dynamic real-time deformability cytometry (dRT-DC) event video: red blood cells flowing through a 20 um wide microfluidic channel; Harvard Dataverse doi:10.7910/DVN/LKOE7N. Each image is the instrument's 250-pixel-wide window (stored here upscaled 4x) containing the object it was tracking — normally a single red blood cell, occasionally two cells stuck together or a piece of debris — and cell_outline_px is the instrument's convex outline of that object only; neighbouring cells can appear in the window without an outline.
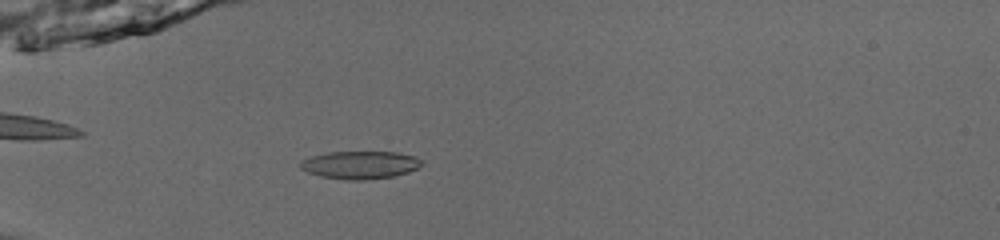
{"species": "common noctule bat (a hibernating species)", "species_latin": "Nyctalus noctula", "temperature_condition": "room temperature", "stored_images_in_passage": 52, "camera_frame_rate_fps": 3000, "um_per_image_px": 0.085, "animal": {"sex": "male", "body_mass_g": 13.0, "forearm_length_mm": 53.1}, "frame": {"image": 1, "passage_image": 17, "time_ms": 5.333, "image_size_px": [1000, 240], "cell_outline_px": [[424, 164], [408, 172], [392, 176], [364, 180], [348, 180], [320, 176], [308, 172], [300, 168], [300, 160], [312, 156], [328, 152], [396, 152], [416, 156], [424, 160]], "centroid_in_image_um": [30.63, 14.01], "position_along_channel_um": 54.4, "area_um2": 19.71}}
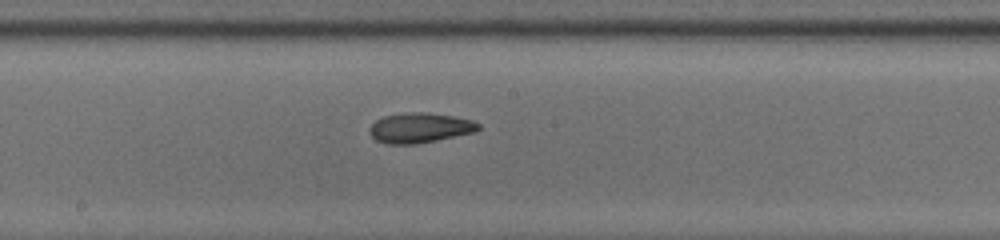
{"frame": {"image": 2, "passage_image": 30, "time_ms": 9.667, "image_size_px": [1000, 240], "cell_outline_px": [[480, 128], [476, 132], [416, 144], [388, 144], [376, 140], [368, 132], [368, 128], [376, 120], [384, 116], [412, 112], [428, 112], [452, 116], [472, 120], [480, 124]], "centroid_in_image_um": [35.68, 10.87], "position_along_channel_um": 212.5, "area_um2": 19.02}}
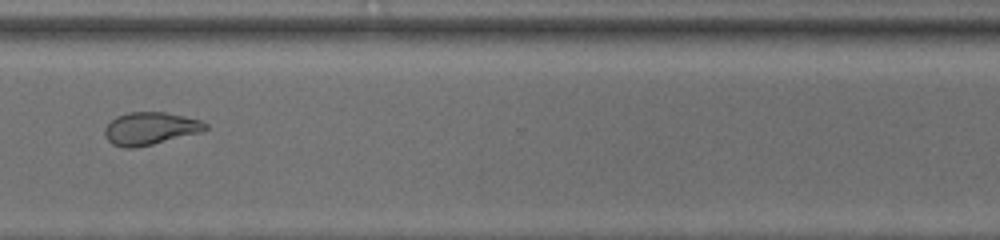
{"frame": {"image": 3, "passage_image": 41, "time_ms": 13.333, "image_size_px": [1000, 240], "cell_outline_px": [[208, 128], [204, 132], [136, 148], [124, 148], [112, 144], [108, 140], [104, 132], [104, 128], [116, 116], [128, 112], [164, 112], [184, 116], [200, 120], [208, 124]], "centroid_in_image_um": [12.79, 10.93], "position_along_channel_um": 357.8, "area_um2": 19.31}, "authors_computed_cell_mechanics": {"area_um2": 19.2185, "velocity_mm_per_s": 3.9719, "shape_relaxation_time_tau1_ms": 4.6329, "shape_relaxation_time_tau2_ms": 2.0404, "deformation_change_tau1": 0.1634, "deformation_change_tau2": 0.083}}